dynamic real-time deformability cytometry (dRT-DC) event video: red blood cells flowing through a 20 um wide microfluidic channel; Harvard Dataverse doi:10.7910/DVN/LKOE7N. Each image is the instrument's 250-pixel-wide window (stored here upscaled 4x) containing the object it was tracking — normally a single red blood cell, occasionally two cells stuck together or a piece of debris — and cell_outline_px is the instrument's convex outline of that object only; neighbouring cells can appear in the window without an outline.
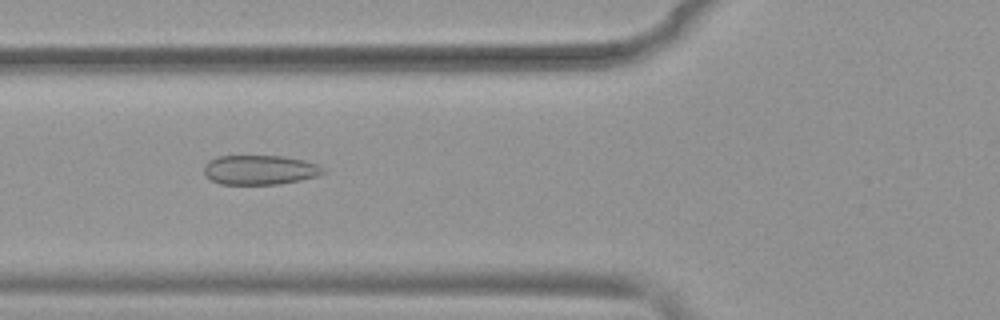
{"species": "common noctule bat (a hibernating species)", "species_latin": "Nyctalus noctula", "temperature_condition": "warm", "stored_images_in_passage": 51, "camera_frame_rate_fps": 3000, "um_per_image_px": 0.085, "animal": {"sex": "female", "body_mass_g": 19.9}, "frame": {"image": 1, "passage_image": 19, "time_ms": 6.0, "image_size_px": [1000, 320], "cell_outline_px": [[328, 172], [320, 176], [280, 184], [220, 184], [204, 176], [204, 164], [208, 160], [216, 156], [284, 156], [304, 160], [320, 164]], "centroid_in_image_um": [22.12, 14.44], "position_along_channel_um": 103.7, "area_um2": 20.92}}
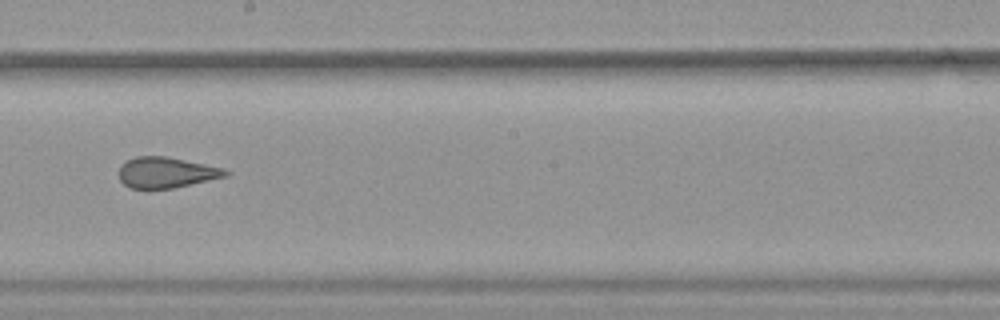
{"frame": {"image": 2, "passage_image": 29, "time_ms": 9.333, "image_size_px": [1000, 320], "cell_outline_px": [[232, 172], [228, 176], [172, 188], [128, 188], [120, 180], [120, 164], [136, 156], [164, 156], [224, 168]], "centroid_in_image_um": [14.14, 14.66], "position_along_channel_um": 234.1, "area_um2": 18.96}}
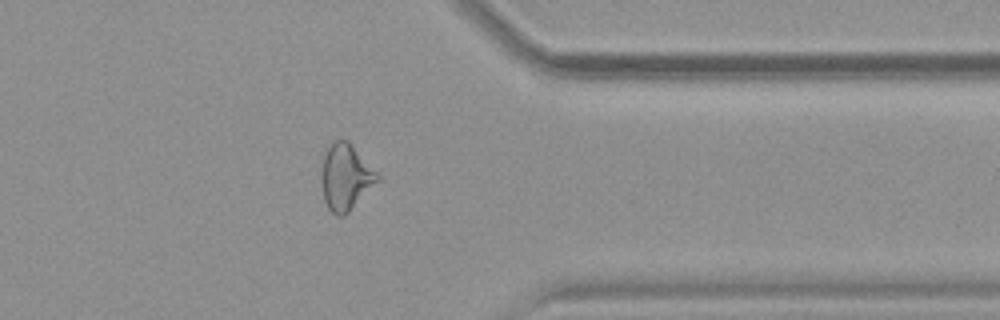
{"frame": {"image": 3, "passage_image": 41, "time_ms": 13.333, "image_size_px": [1000, 320], "cell_outline_px": [[380, 180], [344, 216], [336, 216], [328, 208], [324, 200], [320, 180], [320, 172], [324, 156], [332, 140], [348, 140], [352, 144], [380, 176]], "centroid_in_image_um": [29.36, 15.05], "position_along_channel_um": 382.0, "area_um2": 21.68}, "authors_computed_cell_mechanics": {"area_um2": 22.4264, "velocity_mm_per_s": 3.9118, "shape_relaxation_time_tau1_ms": null, "shape_relaxation_time_tau2_ms": 1.1606, "deformation_change_tau1": null, "deformation_change_tau2": 0.0887}}